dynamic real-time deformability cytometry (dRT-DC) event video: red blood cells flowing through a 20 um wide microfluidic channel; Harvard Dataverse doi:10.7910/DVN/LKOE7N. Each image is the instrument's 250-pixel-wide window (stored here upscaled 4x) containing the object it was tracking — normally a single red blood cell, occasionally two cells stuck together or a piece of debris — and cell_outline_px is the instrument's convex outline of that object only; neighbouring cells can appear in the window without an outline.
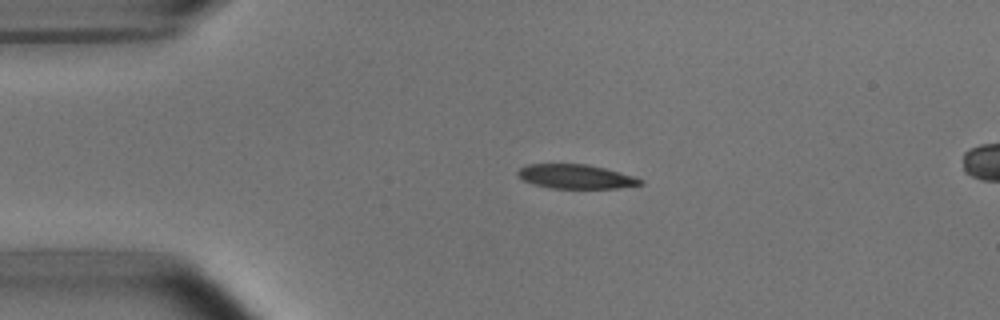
{"species": "common noctule bat (a hibernating species)", "species_latin": "Nyctalus noctula", "temperature_condition": "room temperature", "stored_images_in_passage": 5, "segment_of_instrument_passage": [1, 2], "camera_frame_rate_fps": 3000, "um_per_image_px": 0.085, "animal": {"sex": "male", "body_mass_g": 15.6}, "frame": {"image": 1, "passage_image": 3, "time_ms": 2.333, "image_size_px": [1000, 320], "cell_outline_px": [[644, 184], [620, 188], [552, 188], [532, 184], [524, 180], [516, 172], [520, 168], [528, 164], [588, 164], [604, 168], [632, 176], [644, 180]], "centroid_in_image_um": [48.95, 15.01], "position_along_channel_um": 36.0, "area_um2": 17.17}}